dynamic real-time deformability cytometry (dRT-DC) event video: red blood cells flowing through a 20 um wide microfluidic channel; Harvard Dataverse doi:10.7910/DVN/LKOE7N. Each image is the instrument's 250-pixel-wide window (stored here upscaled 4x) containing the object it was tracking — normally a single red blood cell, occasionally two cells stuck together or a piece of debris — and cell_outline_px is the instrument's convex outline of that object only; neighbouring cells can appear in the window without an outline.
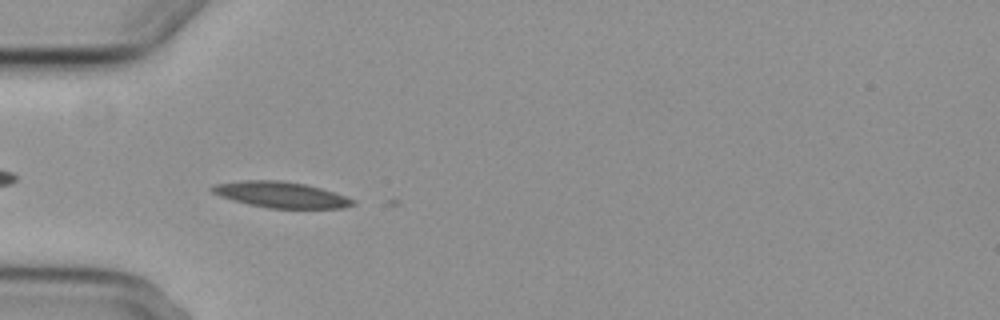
{"species": "common noctule bat (a hibernating species)", "species_latin": "Nyctalus noctula", "temperature_condition": "cold", "stored_images_in_passage": 7, "camera_frame_rate_fps": 3000, "um_per_image_px": 0.085, "animal": {"sex": "female", "body_mass_g": 29.2, "forearm_length_mm": 56.3}, "frame": {"image": 1, "passage_image": 6, "time_ms": 5.667, "image_size_px": [1000, 320], "cell_outline_px": [[356, 204], [340, 208], [268, 208], [248, 204], [232, 200], [220, 196], [212, 192], [208, 188], [212, 184], [240, 180], [280, 180], [304, 184], [320, 188], [356, 200]], "centroid_in_image_um": [23.81, 16.54], "position_along_channel_um": 61.2, "area_um2": 21.27}}